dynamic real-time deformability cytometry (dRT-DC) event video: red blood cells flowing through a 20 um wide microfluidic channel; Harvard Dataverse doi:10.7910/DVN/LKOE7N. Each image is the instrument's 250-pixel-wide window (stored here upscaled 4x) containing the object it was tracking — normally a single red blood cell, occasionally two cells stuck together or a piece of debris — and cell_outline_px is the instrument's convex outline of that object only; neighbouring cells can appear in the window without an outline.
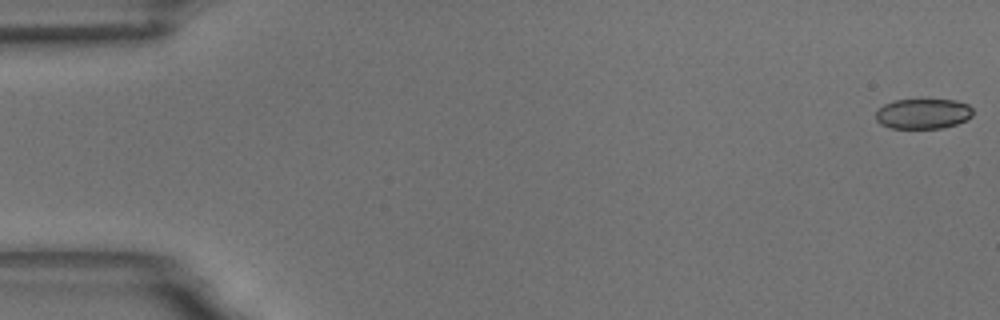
{"species": "common noctule bat (a hibernating species)", "species_latin": "Nyctalus noctula", "temperature_condition": "room temperature", "stored_images_in_passage": 60, "camera_frame_rate_fps": 3000, "um_per_image_px": 0.085, "animal": {"sex": "male", "body_mass_g": 18.8}, "frame": {"image": 1, "passage_image": 1, "time_ms": 0.0, "image_size_px": [1000, 320], "cell_outline_px": [[972, 116], [956, 124], [940, 128], [888, 128], [880, 124], [876, 120], [876, 112], [884, 104], [896, 100], [956, 100], [968, 104], [972, 108]], "centroid_in_image_um": [78.44, 9.67], "position_along_channel_um": 6.6, "area_um2": 16.99}}
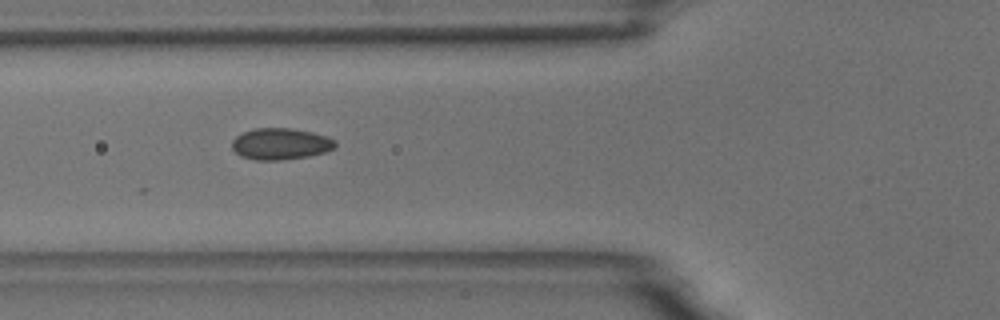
{"frame": {"image": 2, "passage_image": 22, "time_ms": 7.0, "image_size_px": [1000, 320], "cell_outline_px": [[336, 148], [324, 152], [308, 156], [280, 160], [256, 160], [240, 156], [232, 148], [232, 140], [236, 136], [252, 128], [292, 128], [312, 132], [328, 136], [336, 140]], "centroid_in_image_um": [23.86, 12.22], "position_along_channel_um": 101.9, "area_um2": 19.07}}
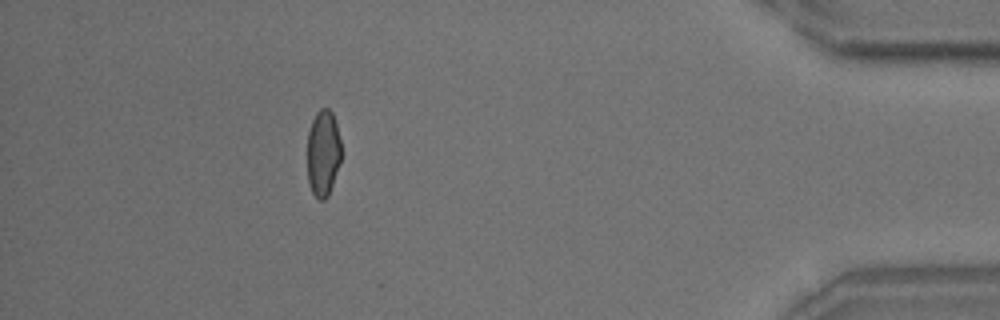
{"frame": {"image": 3, "passage_image": 53, "time_ms": 17.333, "image_size_px": [1000, 320], "cell_outline_px": [[340, 164], [328, 196], [324, 200], [320, 200], [312, 192], [308, 180], [308, 132], [312, 120], [316, 112], [320, 108], [328, 108], [332, 112], [336, 124], [340, 140]], "centroid_in_image_um": [27.46, 13.0], "position_along_channel_um": 407.7, "area_um2": 16.99}, "authors_computed_cell_mechanics": {"area_um2": 18.2359, "velocity_mm_per_s": 3.4482, "shape_relaxation_time_tau1_ms": null, "shape_relaxation_time_tau2_ms": 1.0263, "deformation_change_tau1": null, "deformation_change_tau2": 0.0553}}